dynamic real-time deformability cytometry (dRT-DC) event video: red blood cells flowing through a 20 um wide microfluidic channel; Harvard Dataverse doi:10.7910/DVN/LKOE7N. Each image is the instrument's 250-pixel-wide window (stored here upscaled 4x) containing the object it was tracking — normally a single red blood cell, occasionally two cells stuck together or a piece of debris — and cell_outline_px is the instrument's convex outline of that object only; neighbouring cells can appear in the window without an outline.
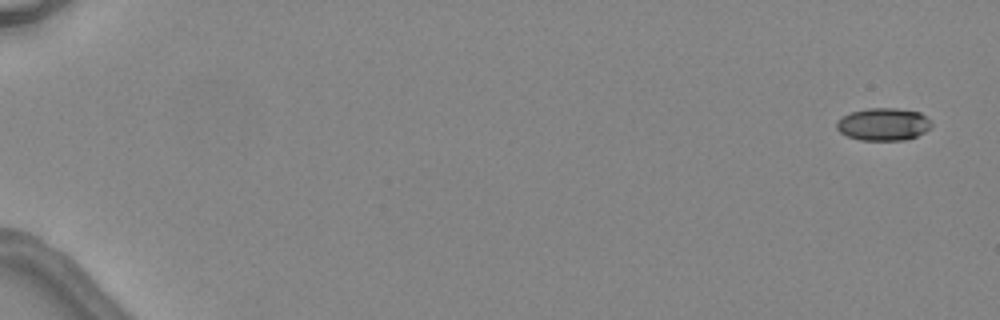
{"species": "common noctule bat (a hibernating species)", "species_latin": "Nyctalus noctula", "temperature_condition": "warm", "stored_images_in_passage": 6, "camera_frame_rate_fps": 3000, "um_per_image_px": 0.085, "animal": {"sex": "female", "body_mass_g": 24.6, "forearm_length_mm": 56.2}, "frame": {"image": 1, "passage_image": 1, "time_ms": 0.0, "image_size_px": [1000, 320], "cell_outline_px": [[932, 128], [916, 136], [904, 140], [860, 140], [848, 136], [840, 132], [836, 128], [836, 120], [840, 116], [852, 112], [868, 108], [896, 108], [920, 112], [932, 124]], "centroid_in_image_um": [75.06, 10.56], "position_along_channel_um": 9.9, "area_um2": 18.03}}
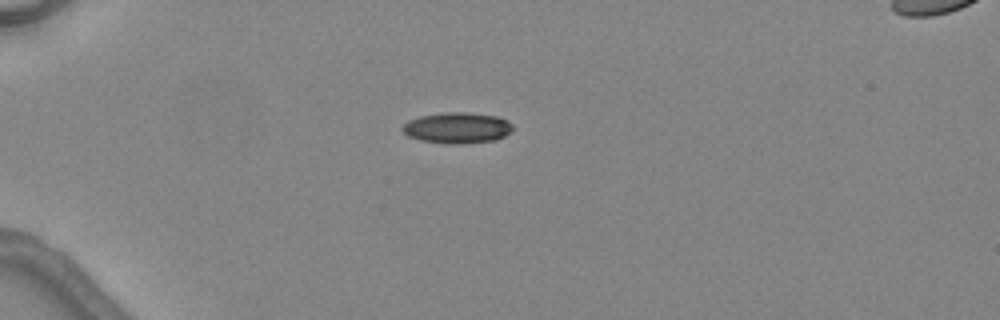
{"frame": {"image": 2, "passage_image": 4, "time_ms": 4.333, "image_size_px": [1000, 320], "cell_outline_px": [[512, 132], [496, 140], [460, 144], [448, 144], [420, 140], [408, 136], [400, 128], [408, 120], [420, 116], [440, 112], [468, 112], [496, 116], [508, 120], [512, 124]], "centroid_in_image_um": [38.86, 10.86], "position_along_channel_um": 46.1, "area_um2": 20.11}}